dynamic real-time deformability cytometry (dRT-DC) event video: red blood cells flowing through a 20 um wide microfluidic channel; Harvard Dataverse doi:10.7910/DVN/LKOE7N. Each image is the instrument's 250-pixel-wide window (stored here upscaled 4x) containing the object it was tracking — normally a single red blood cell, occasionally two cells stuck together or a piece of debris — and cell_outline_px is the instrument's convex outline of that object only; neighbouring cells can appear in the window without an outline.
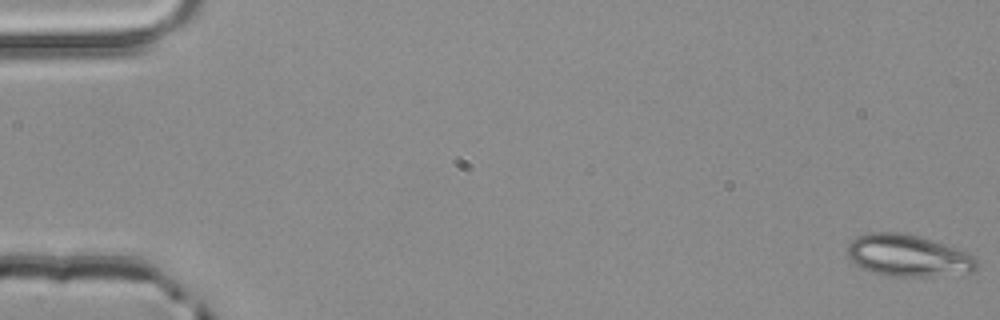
{"species": "common noctule bat (a hibernating species)", "species_latin": "Nyctalus noctula", "temperature_condition": "room temperature", "stored_images_in_passage": 55, "camera_frame_rate_fps": 3000, "um_per_image_px": 0.085, "animal": {"sex": "male", "body_mass_g": 20.4}, "frame": {"image": 1, "passage_image": 1, "time_ms": 0.0, "image_size_px": [1000, 320], "cell_outline_px": [[980, 264], [976, 272], [928, 276], [892, 276], [872, 272], [856, 264], [848, 256], [848, 244], [856, 236], [868, 232], [904, 232], [944, 244], [968, 252], [976, 256]], "centroid_in_image_um": [77.24, 21.72], "position_along_channel_um": 7.8, "area_um2": 31.67}}
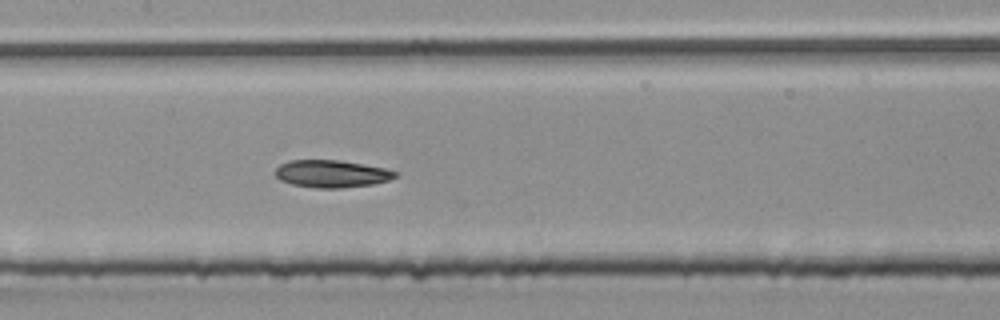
{"frame": {"image": 2, "passage_image": 27, "time_ms": 8.667, "image_size_px": [1000, 320], "cell_outline_px": [[400, 172], [396, 176], [388, 180], [372, 184], [340, 188], [316, 188], [292, 184], [280, 180], [276, 176], [276, 168], [280, 164], [288, 160], [340, 160], [364, 164], [384, 168]], "centroid_in_image_um": [28.18, 14.76], "position_along_channel_um": 179.2, "area_um2": 19.13}}
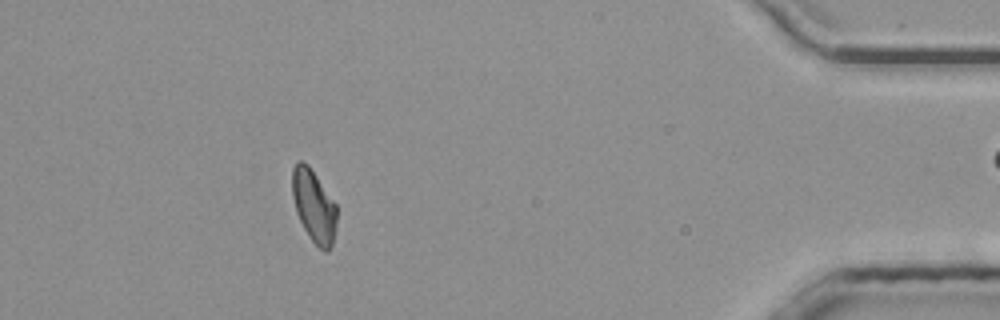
{"frame": {"image": 3, "passage_image": 49, "time_ms": 16.0, "image_size_px": [1000, 320], "cell_outline_px": [[336, 224], [332, 244], [328, 252], [324, 252], [308, 236], [296, 212], [292, 196], [292, 168], [296, 160], [304, 160], [308, 164], [336, 204]], "centroid_in_image_um": [26.66, 17.47], "position_along_channel_um": 408.5, "area_um2": 18.84}, "authors_computed_cell_mechanics": {"area_um2": 19.3052, "velocity_mm_per_s": 3.9092, "shape_relaxation_time_tau1_ms": null, "shape_relaxation_time_tau2_ms": 4.7341, "deformation_change_tau1": null, "deformation_change_tau2": 0.1015}}